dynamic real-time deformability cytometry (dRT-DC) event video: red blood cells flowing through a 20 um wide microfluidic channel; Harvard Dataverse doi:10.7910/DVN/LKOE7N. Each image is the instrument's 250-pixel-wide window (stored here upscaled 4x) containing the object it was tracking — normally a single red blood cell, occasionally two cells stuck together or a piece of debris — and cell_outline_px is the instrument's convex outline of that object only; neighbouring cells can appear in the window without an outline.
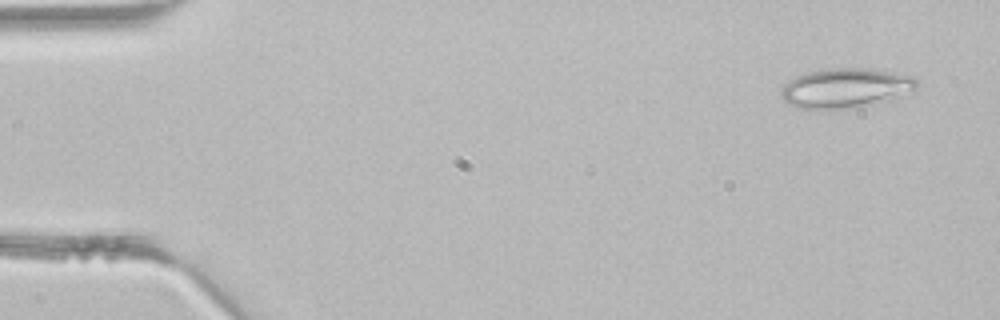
{"species": "common noctule bat (a hibernating species)", "species_latin": "Nyctalus noctula", "temperature_condition": "room temperature", "stored_images_in_passage": 43, "camera_frame_rate_fps": 3000, "um_per_image_px": 0.085, "animal": {"sex": "male", "body_mass_g": 21.5, "forearm_length_mm": 52.0}, "frame": {"image": 1, "passage_image": 2, "time_ms": 0.333, "image_size_px": [1000, 320], "cell_outline_px": [[916, 92], [860, 108], [832, 112], [820, 112], [796, 108], [788, 104], [784, 100], [780, 92], [784, 84], [788, 80], [796, 76], [820, 68], [876, 68], [912, 76], [916, 80]], "centroid_in_image_um": [71.85, 7.53], "position_along_channel_um": 13.1, "area_um2": 32.95}}
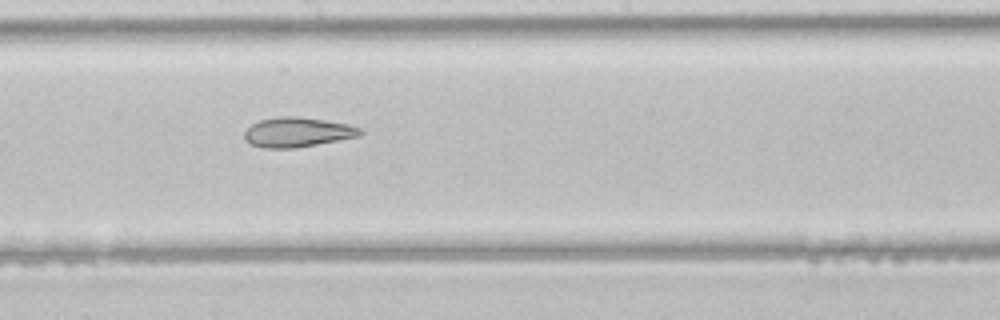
{"frame": {"image": 2, "passage_image": 23, "time_ms": 7.333, "image_size_px": [1000, 320], "cell_outline_px": [[364, 132], [360, 136], [296, 148], [264, 148], [252, 144], [244, 140], [244, 132], [252, 124], [260, 120], [280, 116], [296, 116], [324, 120], [348, 124], [360, 128]], "centroid_in_image_um": [25.28, 11.24], "position_along_channel_um": 222.9, "area_um2": 20.0}}
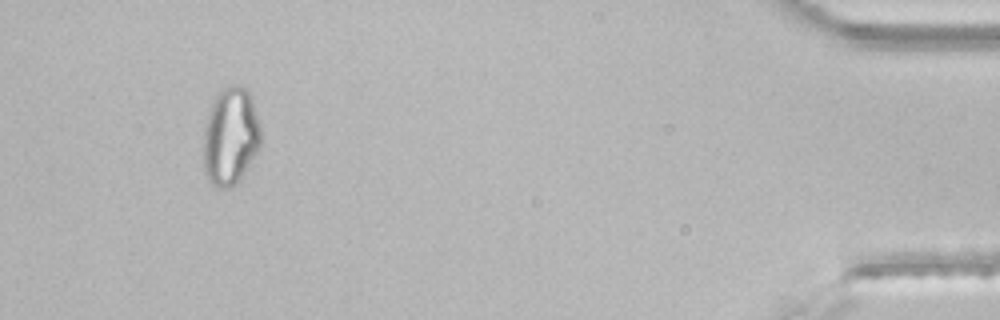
{"frame": {"image": 3, "passage_image": 40, "time_ms": 13.0, "image_size_px": [1000, 320], "cell_outline_px": [[260, 144], [256, 152], [236, 184], [232, 188], [216, 188], [208, 180], [204, 172], [204, 128], [212, 104], [216, 96], [228, 84], [240, 84], [248, 88], [256, 112], [260, 128]], "centroid_in_image_um": [19.58, 11.58], "position_along_channel_um": 415.6, "area_um2": 32.48}}